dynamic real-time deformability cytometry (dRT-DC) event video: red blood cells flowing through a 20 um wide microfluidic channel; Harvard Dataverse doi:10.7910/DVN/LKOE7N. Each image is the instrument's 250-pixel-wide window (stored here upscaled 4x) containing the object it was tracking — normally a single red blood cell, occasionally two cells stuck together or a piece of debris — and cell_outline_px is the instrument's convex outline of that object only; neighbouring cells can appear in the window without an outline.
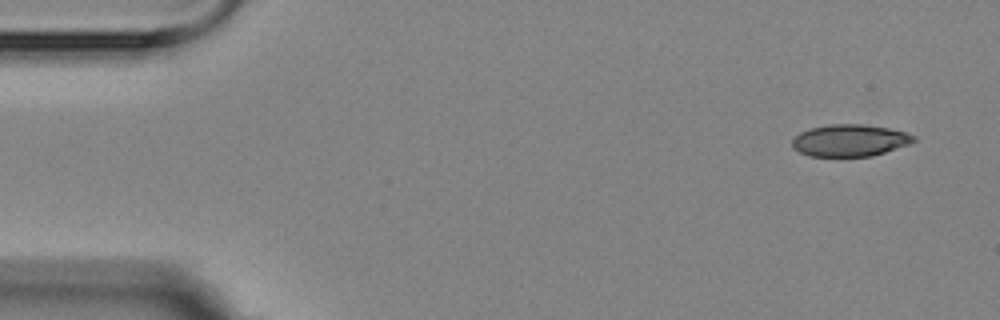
{"species": "Egyptian fruit bat (a non-hibernating species)", "species_latin": "Rousettus aegyptiacus", "temperature_condition": "room temperature", "stored_images_in_passage": 4, "camera_frame_rate_fps": 3000, "um_per_image_px": 0.085, "animal": {"sex": "female"}, "frame": {"image": 1, "passage_image": 1, "time_ms": 0.0, "image_size_px": [1000, 320], "cell_outline_px": [[916, 140], [908, 144], [872, 156], [808, 156], [792, 148], [792, 140], [800, 132], [812, 128], [828, 124], [864, 124], [888, 128], [904, 132], [916, 136]], "centroid_in_image_um": [72.21, 11.93], "position_along_channel_um": 12.8, "area_um2": 22.48}}
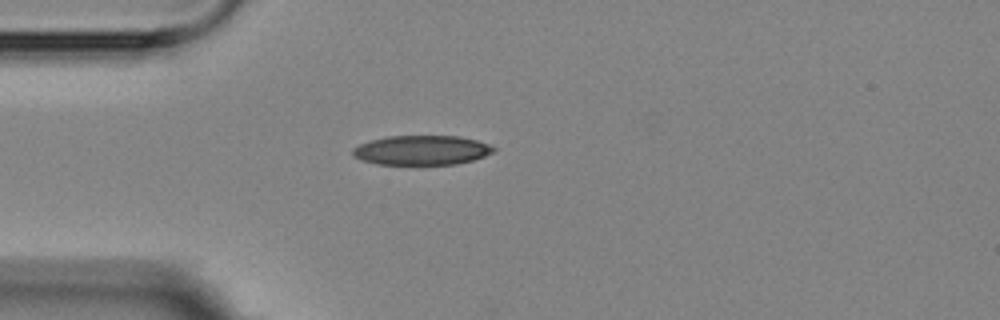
{"frame": {"image": 2, "passage_image": 4, "time_ms": 3.667, "image_size_px": [1000, 320], "cell_outline_px": [[496, 152], [472, 160], [456, 164], [376, 164], [360, 160], [352, 156], [352, 148], [360, 144], [372, 140], [388, 136], [460, 136], [476, 140], [488, 144], [496, 148]], "centroid_in_image_um": [35.83, 12.77], "position_along_channel_um": 49.2, "area_um2": 24.28}}